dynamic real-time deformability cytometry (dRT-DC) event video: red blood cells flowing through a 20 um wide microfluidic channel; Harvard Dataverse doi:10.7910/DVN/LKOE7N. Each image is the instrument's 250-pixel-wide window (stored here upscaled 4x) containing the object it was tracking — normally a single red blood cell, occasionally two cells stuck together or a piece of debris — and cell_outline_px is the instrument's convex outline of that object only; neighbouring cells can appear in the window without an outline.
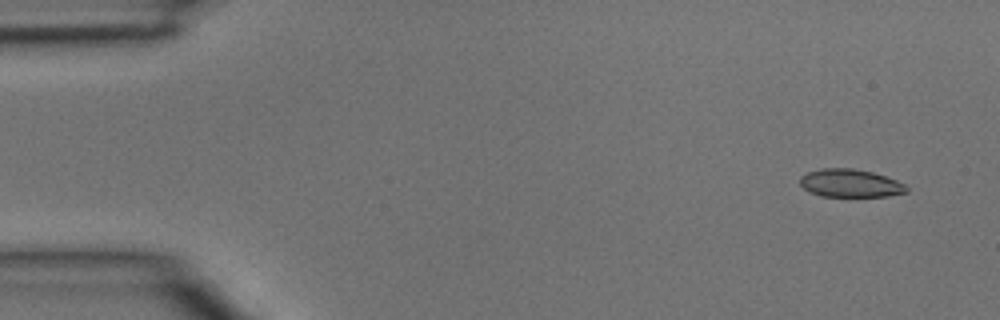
{"species": "common noctule bat (a hibernating species)", "species_latin": "Nyctalus noctula", "temperature_condition": "room temperature", "stored_images_in_passage": 4, "camera_frame_rate_fps": 3000, "um_per_image_px": 0.085, "animal": {"sex": "male", "body_mass_g": 15.6}, "frame": {"image": 1, "passage_image": 1, "time_ms": 0.0, "image_size_px": [1000, 320], "cell_outline_px": [[908, 192], [888, 196], [820, 196], [808, 192], [800, 184], [800, 176], [808, 172], [820, 168], [852, 168], [872, 172], [896, 180], [904, 184], [908, 188]], "centroid_in_image_um": [72.25, 15.57], "position_along_channel_um": 12.8, "area_um2": 17.4}}